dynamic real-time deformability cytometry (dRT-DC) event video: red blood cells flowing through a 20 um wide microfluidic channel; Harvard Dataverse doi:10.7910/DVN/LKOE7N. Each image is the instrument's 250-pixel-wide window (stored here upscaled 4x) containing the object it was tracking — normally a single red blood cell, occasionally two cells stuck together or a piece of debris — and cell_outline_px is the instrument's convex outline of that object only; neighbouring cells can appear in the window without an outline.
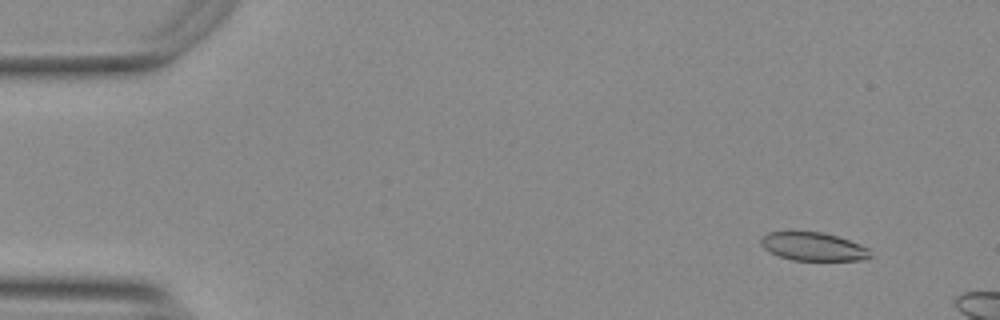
{"species": "Egyptian fruit bat (a non-hibernating species)", "species_latin": "Rousettus aegyptiacus", "temperature_condition": "warm", "stored_images_in_passage": 11, "camera_frame_rate_fps": 3000, "um_per_image_px": 0.085, "animal": {"sex": "female"}, "frame": {"image": 1, "passage_image": 5, "time_ms": 1.333, "image_size_px": [1000, 320], "cell_outline_px": [[872, 256], [860, 260], [792, 260], [780, 256], [764, 248], [760, 244], [760, 240], [768, 232], [788, 228], [824, 232], [860, 244], [868, 248]], "centroid_in_image_um": [69.06, 20.9], "position_along_channel_um": 15.9, "area_um2": 18.61}}